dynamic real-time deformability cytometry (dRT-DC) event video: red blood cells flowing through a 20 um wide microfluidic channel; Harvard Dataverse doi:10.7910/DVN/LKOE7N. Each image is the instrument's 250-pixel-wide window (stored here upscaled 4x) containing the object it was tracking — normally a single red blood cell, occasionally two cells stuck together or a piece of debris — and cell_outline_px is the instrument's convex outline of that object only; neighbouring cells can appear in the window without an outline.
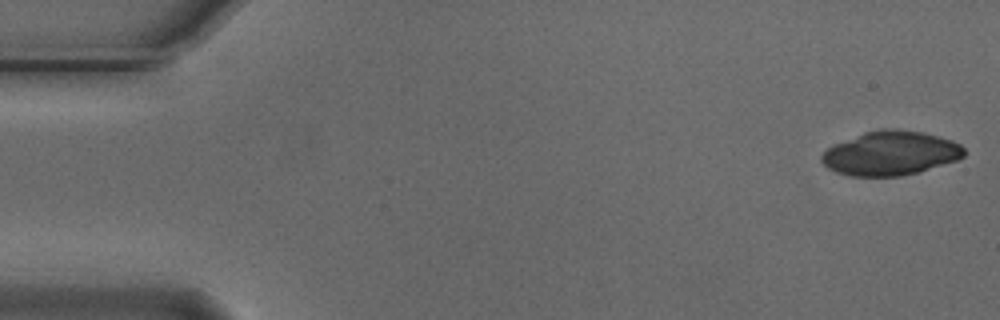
{"species": "Egyptian fruit bat (a non-hibernating species)", "species_latin": "Rousettus aegyptiacus", "temperature_condition": "cold", "stored_images_in_passage": 32, "camera_frame_rate_fps": 3000, "um_per_image_px": 0.085, "animal": {"sex": "male"}, "frame": {"image": 1, "passage_image": 1, "time_ms": 0.0, "image_size_px": [1000, 320], "cell_outline_px": [[964, 156], [956, 160], [920, 172], [900, 176], [848, 176], [836, 172], [828, 168], [820, 160], [820, 156], [828, 148], [836, 144], [864, 132], [884, 128], [892, 128], [920, 132], [952, 140], [960, 144], [964, 148]], "centroid_in_image_um": [75.69, 13.04], "position_along_channel_um": 9.3, "area_um2": 36.47}}